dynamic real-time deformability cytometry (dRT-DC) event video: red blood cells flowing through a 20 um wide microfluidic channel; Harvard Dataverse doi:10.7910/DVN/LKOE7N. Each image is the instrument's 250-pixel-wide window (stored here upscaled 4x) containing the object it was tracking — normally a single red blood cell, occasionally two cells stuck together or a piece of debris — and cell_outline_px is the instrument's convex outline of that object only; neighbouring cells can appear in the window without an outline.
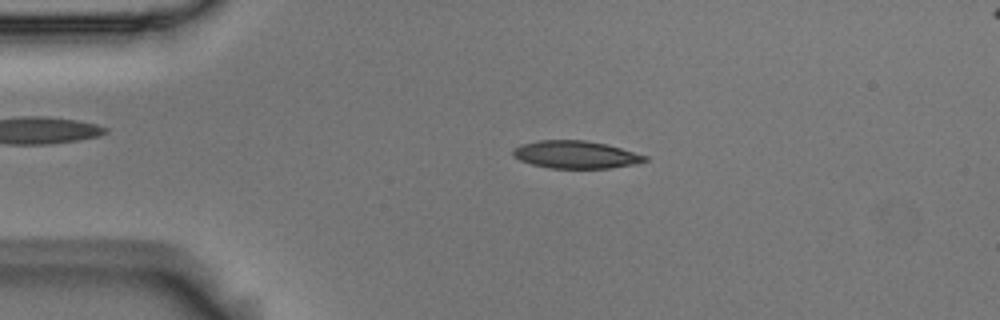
{"species": "Egyptian fruit bat (a non-hibernating species)", "species_latin": "Rousettus aegyptiacus", "temperature_condition": "room temperature", "stored_images_in_passage": 52, "camera_frame_rate_fps": 3000, "um_per_image_px": 0.085, "animal": {"sex": "male"}, "frame": {"image": 1, "passage_image": 10, "time_ms": 3.0, "image_size_px": [1000, 320], "cell_outline_px": [[648, 160], [636, 164], [608, 168], [548, 168], [532, 164], [520, 160], [512, 156], [512, 148], [520, 144], [540, 140], [584, 140], [604, 144], [620, 148], [648, 156]], "centroid_in_image_um": [48.9, 13.14], "position_along_channel_um": 36.1, "area_um2": 21.21}}
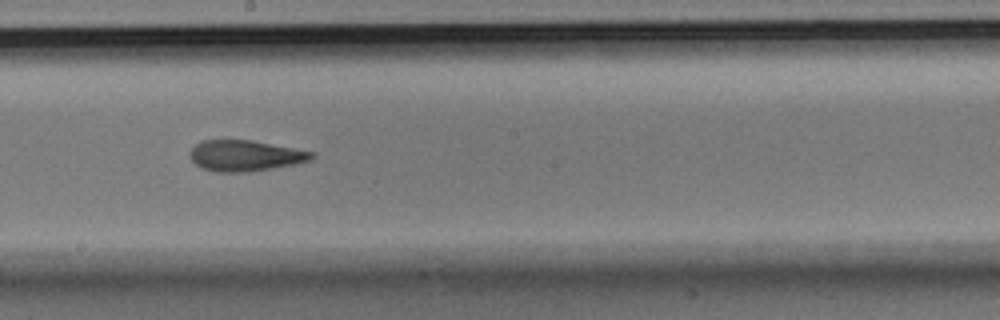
{"frame": {"image": 2, "passage_image": 28, "time_ms": 9.0, "image_size_px": [1000, 320], "cell_outline_px": [[316, 156], [312, 160], [296, 164], [248, 172], [216, 172], [204, 168], [196, 164], [188, 156], [188, 152], [200, 140], [252, 140], [316, 152]], "centroid_in_image_um": [20.87, 13.23], "position_along_channel_um": 227.3, "area_um2": 22.14}}
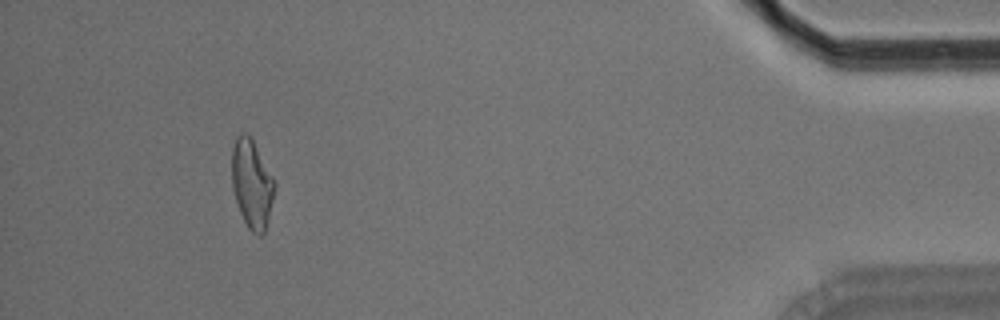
{"frame": {"image": 3, "passage_image": 48, "time_ms": 15.667, "image_size_px": [1000, 320], "cell_outline_px": [[276, 184], [264, 232], [260, 236], [256, 236], [248, 228], [240, 212], [232, 188], [232, 148], [236, 136], [240, 132], [248, 132], [252, 136], [276, 180]], "centroid_in_image_um": [21.41, 15.54], "position_along_channel_um": 413.8, "area_um2": 22.43}, "authors_computed_cell_mechanics": {"area_um2": 22.1374, "velocity_mm_per_s": 3.7546, "shape_relaxation_time_tau1_ms": 4.8569, "shape_relaxation_time_tau2_ms": 3.0428, "deformation_change_tau1": 0.1786, "deformation_change_tau2": 0.1249}}